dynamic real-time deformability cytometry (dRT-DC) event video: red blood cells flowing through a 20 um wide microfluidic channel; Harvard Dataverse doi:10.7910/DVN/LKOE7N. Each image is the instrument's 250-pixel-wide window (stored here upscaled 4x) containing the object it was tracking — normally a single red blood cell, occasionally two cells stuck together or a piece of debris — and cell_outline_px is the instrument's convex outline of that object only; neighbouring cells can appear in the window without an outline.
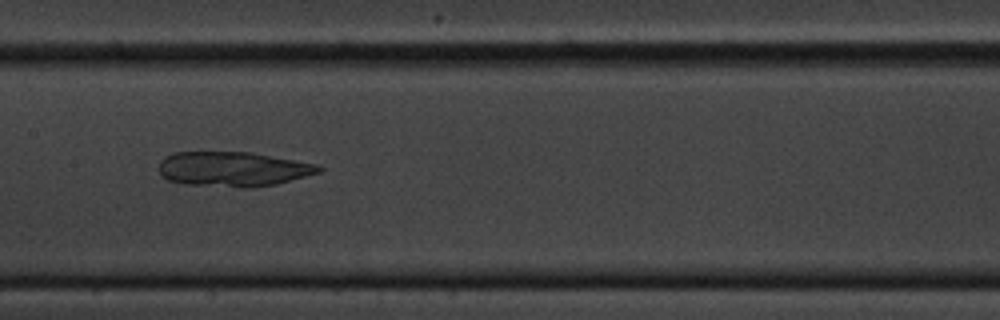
{"species": "common noctule bat (a hibernating species)", "species_latin": "Nyctalus noctula", "temperature_condition": "cold", "stored_images_in_passage": 59, "camera_frame_rate_fps": 3000, "um_per_image_px": 0.085, "animal": {"sex": "male", "body_mass_g": 20.1, "forearm_length_mm": 53.5}, "frame": {"image": 1, "passage_image": 29, "time_ms": 9.333, "image_size_px": [1000, 320], "cell_outline_px": [[324, 168], [320, 172], [276, 184], [252, 188], [240, 188], [184, 184], [168, 180], [160, 172], [160, 160], [164, 156], [176, 152], [252, 152], [320, 164]], "centroid_in_image_um": [19.85, 14.37], "position_along_channel_um": 187.6, "area_um2": 32.71}}
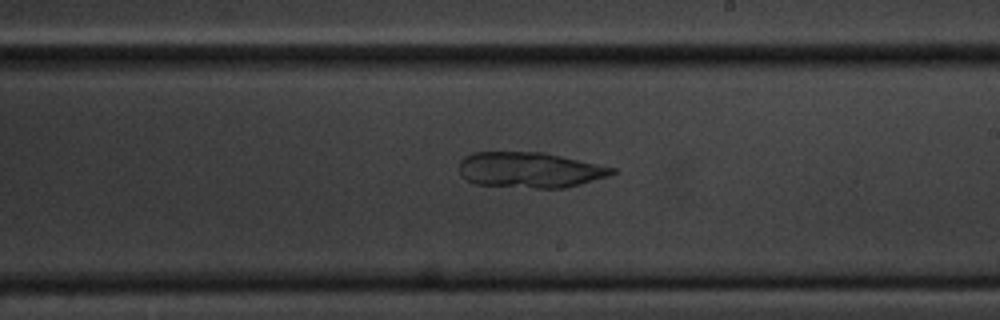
{"frame": {"image": 2, "passage_image": 34, "time_ms": 11.0, "image_size_px": [1000, 320], "cell_outline_px": [[616, 172], [608, 176], [580, 184], [564, 188], [536, 188], [476, 184], [468, 180], [460, 172], [460, 160], [464, 156], [472, 152], [544, 152], [616, 168]], "centroid_in_image_um": [45.04, 14.44], "position_along_channel_um": 244.0, "area_um2": 31.56}}
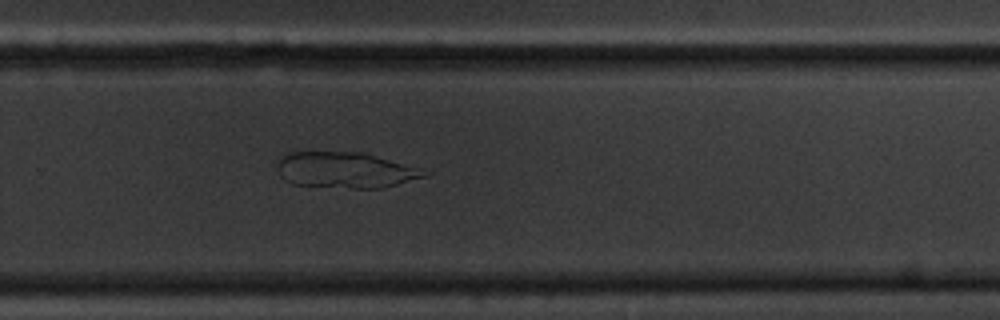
{"frame": {"image": 3, "passage_image": 39, "time_ms": 12.667, "image_size_px": [1000, 320], "cell_outline_px": [[432, 172], [428, 176], [384, 188], [352, 188], [292, 184], [284, 180], [280, 176], [280, 156], [288, 152], [360, 152]], "centroid_in_image_um": [29.37, 14.47], "position_along_channel_um": 300.4, "area_um2": 30.4}}